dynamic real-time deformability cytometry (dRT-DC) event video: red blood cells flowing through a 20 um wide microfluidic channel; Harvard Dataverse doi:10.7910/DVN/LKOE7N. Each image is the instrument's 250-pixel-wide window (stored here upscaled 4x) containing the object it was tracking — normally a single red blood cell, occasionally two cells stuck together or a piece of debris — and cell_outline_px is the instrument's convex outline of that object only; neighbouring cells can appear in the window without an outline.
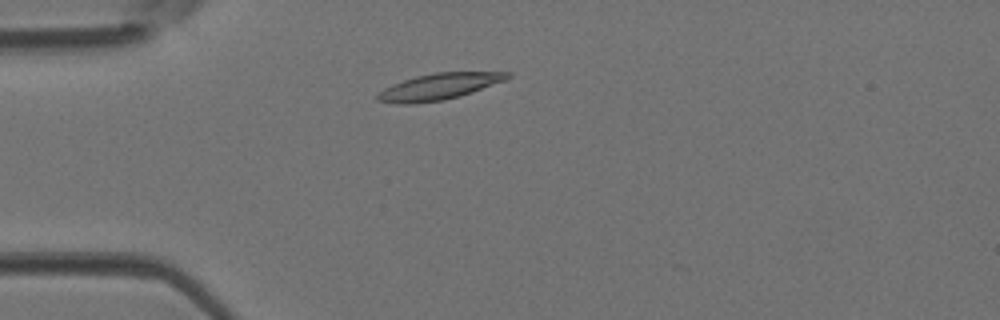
{"species": "Egyptian fruit bat (a non-hibernating species)", "species_latin": "Rousettus aegyptiacus", "temperature_condition": "room temperature", "stored_images_in_passage": 12, "camera_frame_rate_fps": 3000, "um_per_image_px": 0.085, "animal": {"sex": "female"}, "frame": {"image": 1, "passage_image": 7, "time_ms": 2.0, "image_size_px": [1000, 320], "cell_outline_px": [[512, 76], [504, 80], [472, 92], [460, 96], [444, 100], [412, 104], [396, 104], [376, 100], [376, 96], [384, 88], [392, 84], [416, 76], [436, 72], [512, 72]], "centroid_in_image_um": [37.29, 7.36], "position_along_channel_um": 47.7, "area_um2": 19.83}}
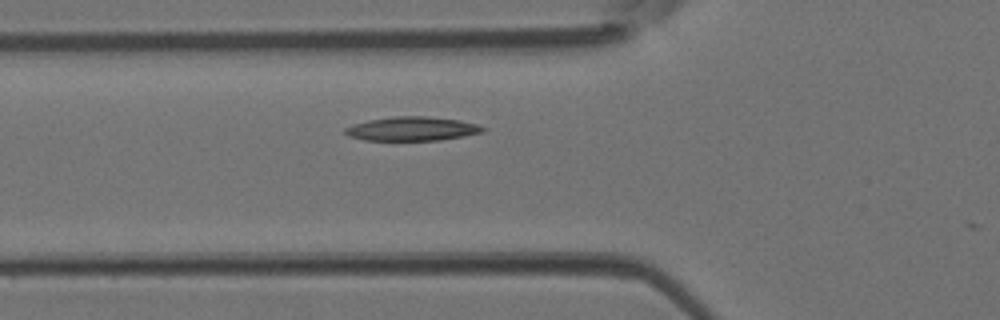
{"frame": {"image": 2, "passage_image": 11, "time_ms": 3.333, "image_size_px": [1000, 320], "cell_outline_px": [[484, 132], [464, 136], [440, 140], [364, 140], [348, 136], [344, 132], [344, 128], [352, 124], [368, 120], [396, 116], [428, 116], [460, 120], [476, 124], [484, 128]], "centroid_in_image_um": [35.0, 10.94], "position_along_channel_um": 90.8, "area_um2": 19.25}}